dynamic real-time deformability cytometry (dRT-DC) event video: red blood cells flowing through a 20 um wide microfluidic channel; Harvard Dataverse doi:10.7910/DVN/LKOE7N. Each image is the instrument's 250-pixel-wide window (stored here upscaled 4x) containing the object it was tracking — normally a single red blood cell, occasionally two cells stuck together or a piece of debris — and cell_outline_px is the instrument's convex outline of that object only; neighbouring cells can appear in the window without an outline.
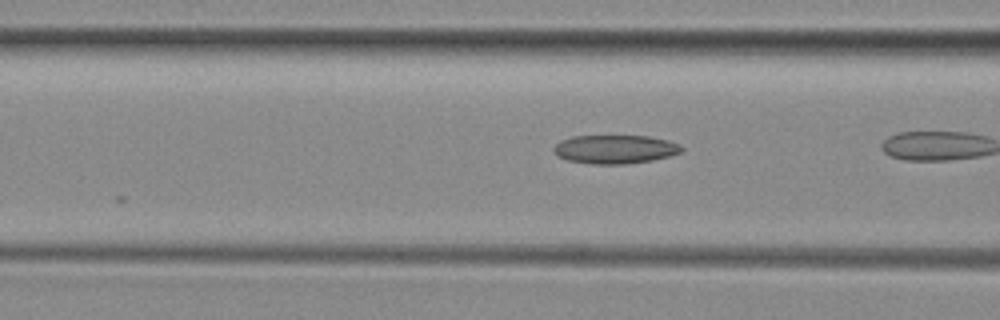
{"species": "common noctule bat (a hibernating species)", "species_latin": "Nyctalus noctula", "temperature_condition": "room temperature", "stored_images_in_passage": 8, "camera_frame_rate_fps": 3000, "um_per_image_px": 0.085, "animal": {"sex": "female", "body_mass_g": 29.2, "forearm_length_mm": 56.3}, "frame": {"image": 1, "passage_image": 7, "time_ms": 2.0, "image_size_px": [1000, 320], "cell_outline_px": [[684, 148], [680, 152], [668, 156], [652, 160], [624, 164], [592, 164], [568, 160], [560, 156], [552, 148], [560, 140], [572, 136], [648, 136], [668, 140], [680, 144]], "centroid_in_image_um": [52.29, 12.68], "position_along_channel_um": 114.3, "area_um2": 21.21}}